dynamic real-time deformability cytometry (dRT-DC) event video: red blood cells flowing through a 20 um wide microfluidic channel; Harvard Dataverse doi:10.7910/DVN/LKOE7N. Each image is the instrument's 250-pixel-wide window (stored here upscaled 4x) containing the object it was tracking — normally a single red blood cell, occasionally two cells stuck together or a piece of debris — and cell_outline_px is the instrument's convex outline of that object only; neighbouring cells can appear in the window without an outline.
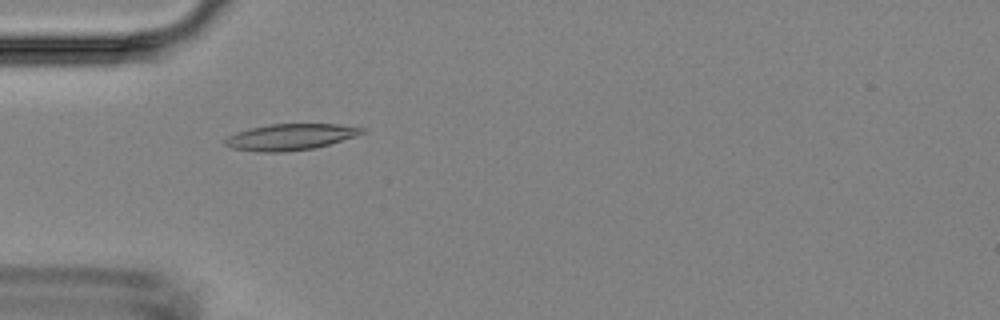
{"species": "Egyptian fruit bat (a non-hibernating species)", "species_latin": "Rousettus aegyptiacus", "temperature_condition": "room temperature", "stored_images_in_passage": 46, "camera_frame_rate_fps": 3000, "um_per_image_px": 0.085, "animal": {"sex": "female"}, "frame": {"image": 1, "passage_image": 12, "time_ms": 3.667, "image_size_px": [1000, 320], "cell_outline_px": [[368, 128], [364, 132], [356, 136], [316, 148], [284, 152], [256, 152], [232, 148], [224, 144], [220, 140], [236, 132], [268, 124], [336, 124]], "centroid_in_image_um": [24.66, 11.65], "position_along_channel_um": 60.3, "area_um2": 21.15}}
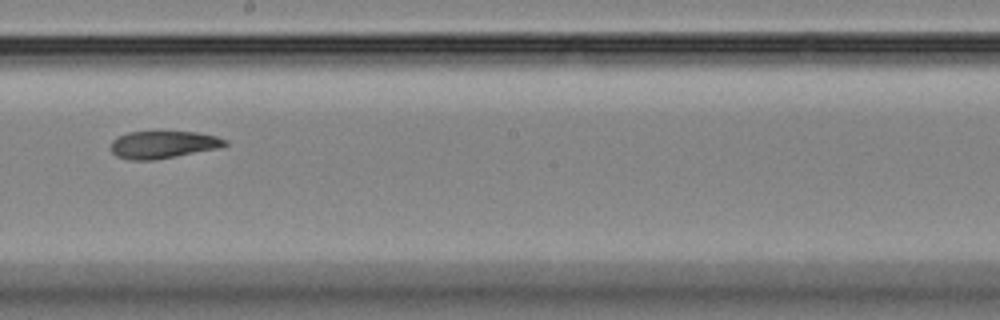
{"frame": {"image": 2, "passage_image": 25, "time_ms": 8.0, "image_size_px": [1000, 320], "cell_outline_px": [[228, 144], [220, 148], [156, 160], [128, 160], [116, 156], [112, 152], [112, 140], [116, 136], [128, 132], [196, 132], [216, 136], [228, 140]], "centroid_in_image_um": [13.87, 12.3], "position_along_channel_um": 234.3, "area_um2": 18.38}}
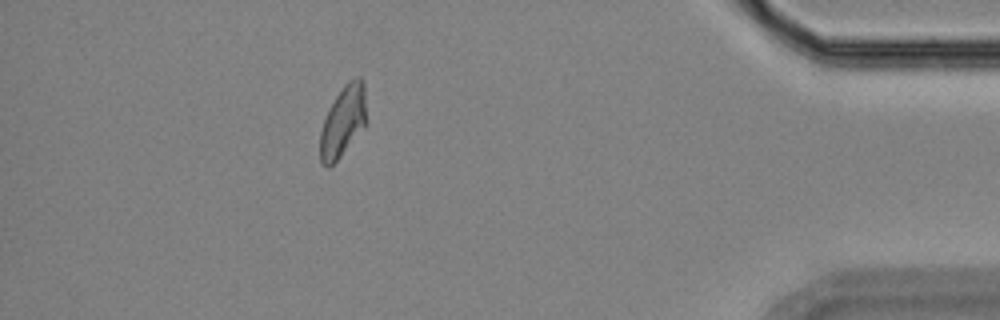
{"frame": {"image": 3, "passage_image": 41, "time_ms": 13.333, "image_size_px": [1000, 320], "cell_outline_px": [[368, 120], [364, 128], [340, 156], [328, 168], [320, 160], [320, 132], [324, 120], [336, 96], [344, 84], [348, 80], [356, 76], [360, 76], [364, 80]], "centroid_in_image_um": [29.21, 10.26], "position_along_channel_um": 406.0, "area_um2": 19.31}}